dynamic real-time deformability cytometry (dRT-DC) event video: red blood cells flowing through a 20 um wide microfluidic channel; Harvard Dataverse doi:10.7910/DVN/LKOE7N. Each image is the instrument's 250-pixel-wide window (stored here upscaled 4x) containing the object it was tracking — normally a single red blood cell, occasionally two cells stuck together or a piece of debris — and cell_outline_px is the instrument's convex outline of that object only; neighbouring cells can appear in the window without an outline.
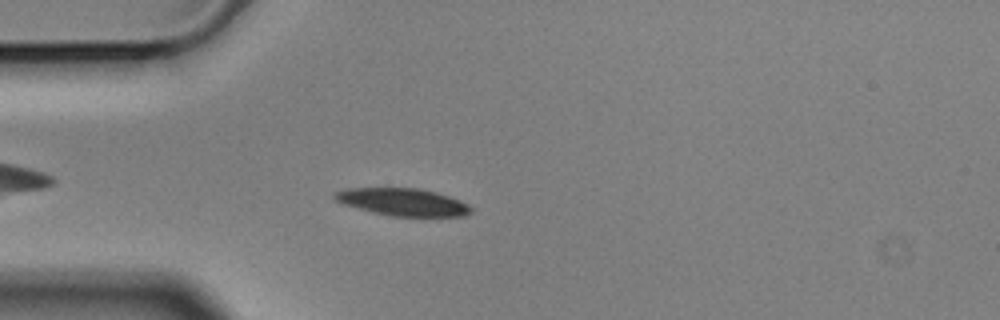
{"species": "Egyptian fruit bat (a non-hibernating species)", "species_latin": "Rousettus aegyptiacus", "temperature_condition": "cold", "stored_images_in_passage": 48, "camera_frame_rate_fps": 3000, "um_per_image_px": 0.085, "animal": {"sex": "male"}, "frame": {"image": 1, "passage_image": 6, "time_ms": 1.667, "image_size_px": [1000, 320], "cell_outline_px": [[472, 212], [464, 216], [392, 216], [372, 212], [344, 204], [336, 200], [332, 196], [332, 192], [344, 188], [420, 188], [436, 192], [460, 200], [468, 204], [472, 208]], "centroid_in_image_um": [34.22, 17.16], "position_along_channel_um": 50.8, "area_um2": 21.85}}
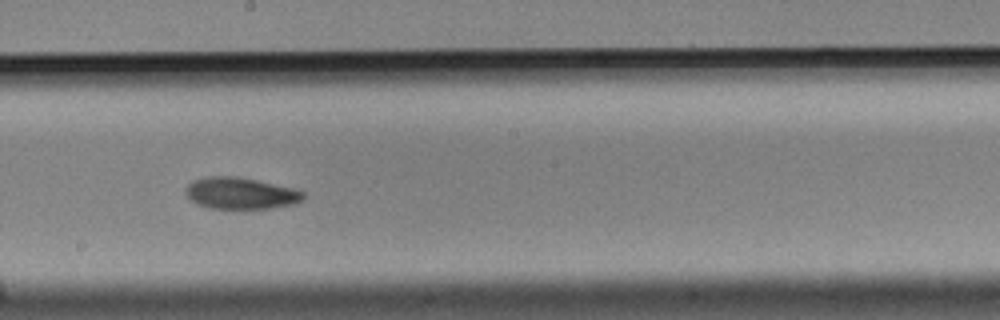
{"frame": {"image": 2, "passage_image": 22, "time_ms": 7.0, "image_size_px": [1000, 320], "cell_outline_px": [[304, 196], [296, 204], [272, 208], [208, 208], [196, 204], [184, 192], [188, 184], [192, 180], [212, 176], [236, 176], [296, 188], [304, 192]], "centroid_in_image_um": [20.46, 16.42], "position_along_channel_um": 227.7, "area_um2": 21.68}}
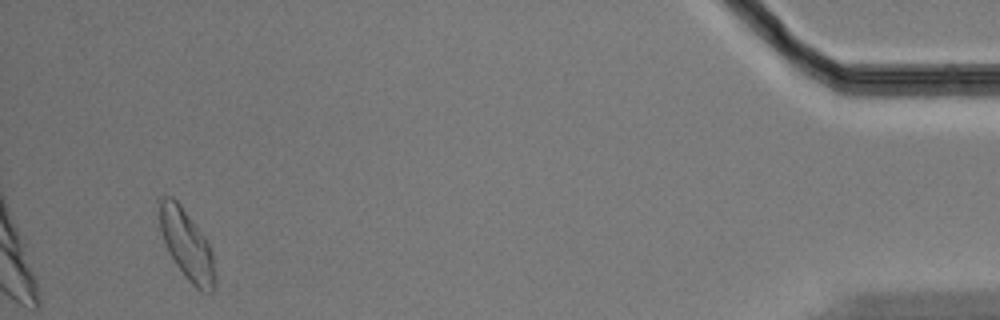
{"frame": {"image": 3, "passage_image": 45, "time_ms": 14.667, "image_size_px": [1000, 320], "cell_outline_px": [[216, 280], [212, 292], [200, 292], [188, 280], [176, 264], [168, 252], [160, 228], [156, 200], [160, 196], [172, 196], [180, 204], [208, 240], [212, 252]], "centroid_in_image_um": [15.85, 20.76], "position_along_channel_um": 419.3, "area_um2": 22.95}, "authors_computed_cell_mechanics": {"area_um2": 21.7906, "velocity_mm_per_s": 3.4975, "shape_relaxation_time_tau1_ms": 3.4589, "shape_relaxation_time_tau2_ms": null, "deformation_change_tau1": 0.1317, "deformation_change_tau2": null}}